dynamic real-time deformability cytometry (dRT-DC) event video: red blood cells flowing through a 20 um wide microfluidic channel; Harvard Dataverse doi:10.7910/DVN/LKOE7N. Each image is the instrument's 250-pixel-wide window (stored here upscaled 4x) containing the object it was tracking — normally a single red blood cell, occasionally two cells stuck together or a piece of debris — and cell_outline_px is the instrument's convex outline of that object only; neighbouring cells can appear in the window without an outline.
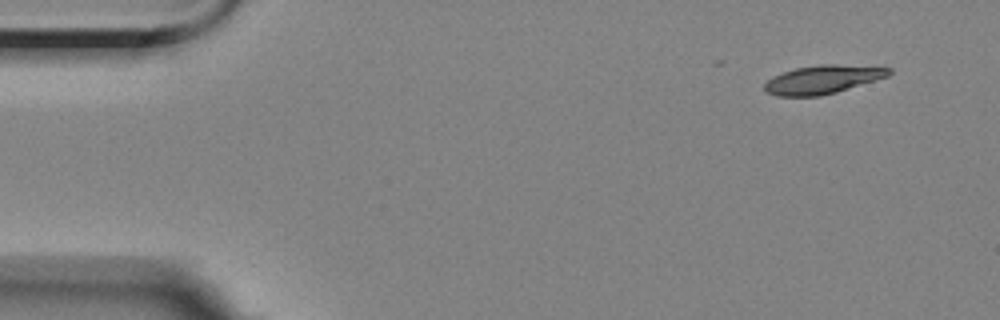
{"species": "Egyptian fruit bat (a non-hibernating species)", "species_latin": "Rousettus aegyptiacus", "temperature_condition": "room temperature", "stored_images_in_passage": 4, "camera_frame_rate_fps": 3000, "um_per_image_px": 0.085, "animal": {"sex": "female"}, "frame": {"image": 1, "passage_image": 1, "time_ms": 0.0, "image_size_px": [1000, 320], "cell_outline_px": [[892, 72], [888, 76], [876, 80], [836, 92], [820, 96], [776, 96], [768, 92], [764, 88], [764, 84], [768, 80], [784, 72], [796, 68], [820, 64], [836, 64], [892, 68]], "centroid_in_image_um": [69.95, 6.76], "position_along_channel_um": 15.0, "area_um2": 20.4}}
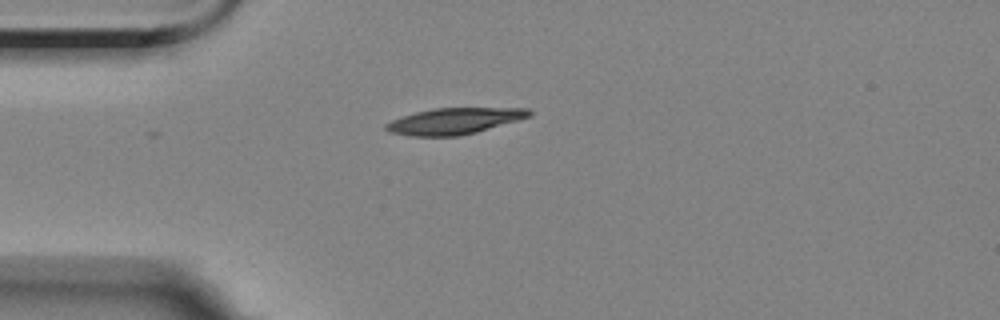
{"frame": {"image": 2, "passage_image": 4, "time_ms": 3.333, "image_size_px": [1000, 320], "cell_outline_px": [[532, 116], [476, 132], [460, 136], [412, 136], [388, 132], [384, 128], [384, 124], [392, 120], [416, 112], [432, 108], [528, 108], [532, 112]], "centroid_in_image_um": [38.6, 10.29], "position_along_channel_um": 46.4, "area_um2": 21.85}}